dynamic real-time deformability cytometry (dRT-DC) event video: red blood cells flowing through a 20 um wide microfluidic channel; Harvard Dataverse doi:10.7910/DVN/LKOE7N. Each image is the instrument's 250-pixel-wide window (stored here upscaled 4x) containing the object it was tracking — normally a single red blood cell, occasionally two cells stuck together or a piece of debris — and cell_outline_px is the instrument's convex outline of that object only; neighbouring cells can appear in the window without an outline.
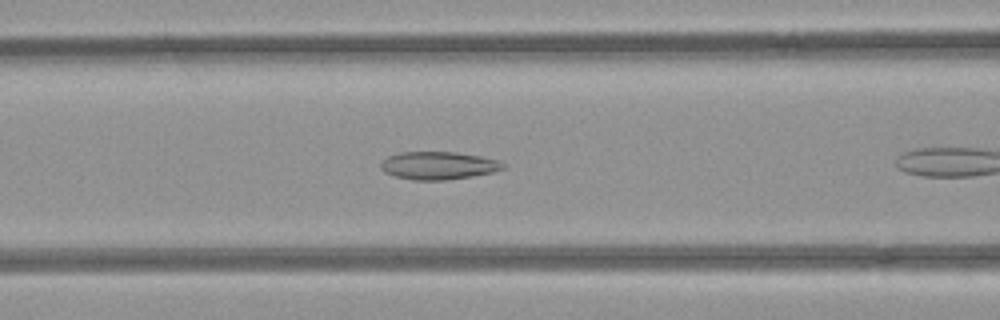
{"species": "common noctule bat (a hibernating species)", "species_latin": "Nyctalus noctula", "temperature_condition": "room temperature", "stored_images_in_passage": 16, "camera_frame_rate_fps": 3000, "um_per_image_px": 0.085, "animal": {"sex": "female", "body_mass_g": 21.9}, "frame": {"image": 1, "passage_image": 3, "time_ms": 0.667, "image_size_px": [1000, 320], "cell_outline_px": [[504, 168], [492, 172], [472, 176], [444, 180], [412, 180], [396, 176], [384, 172], [380, 168], [380, 164], [388, 156], [400, 152], [456, 152], [480, 156], [500, 160], [504, 164]], "centroid_in_image_um": [37.25, 14.07], "position_along_channel_um": 129.3, "area_um2": 19.77}}
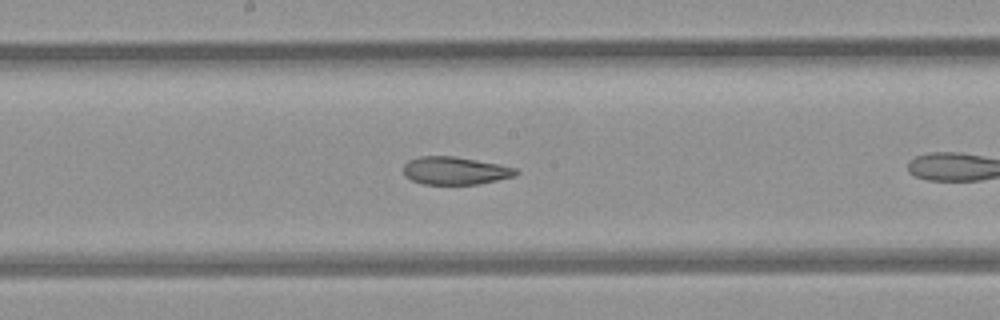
{"frame": {"image": 2, "passage_image": 9, "time_ms": 2.667, "image_size_px": [1000, 320], "cell_outline_px": [[520, 172], [516, 176], [480, 184], [420, 184], [404, 176], [404, 164], [408, 160], [420, 156], [456, 156], [500, 164], [516, 168]], "centroid_in_image_um": [38.7, 14.51], "position_along_channel_um": 209.5, "area_um2": 18.5}}
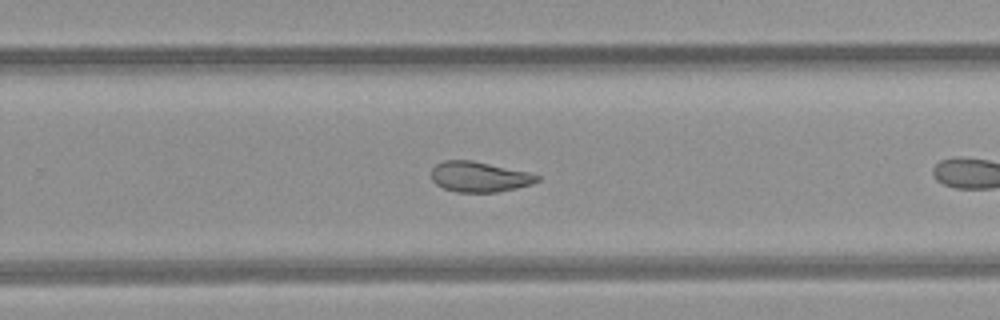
{"frame": {"image": 3, "passage_image": 15, "time_ms": 4.667, "image_size_px": [1000, 320], "cell_outline_px": [[540, 180], [532, 184], [516, 188], [496, 192], [456, 192], [444, 188], [436, 184], [432, 180], [432, 168], [436, 164], [444, 160], [472, 160], [528, 172], [540, 176]], "centroid_in_image_um": [40.74, 15.02], "position_along_channel_um": 289.1, "area_um2": 18.67}}